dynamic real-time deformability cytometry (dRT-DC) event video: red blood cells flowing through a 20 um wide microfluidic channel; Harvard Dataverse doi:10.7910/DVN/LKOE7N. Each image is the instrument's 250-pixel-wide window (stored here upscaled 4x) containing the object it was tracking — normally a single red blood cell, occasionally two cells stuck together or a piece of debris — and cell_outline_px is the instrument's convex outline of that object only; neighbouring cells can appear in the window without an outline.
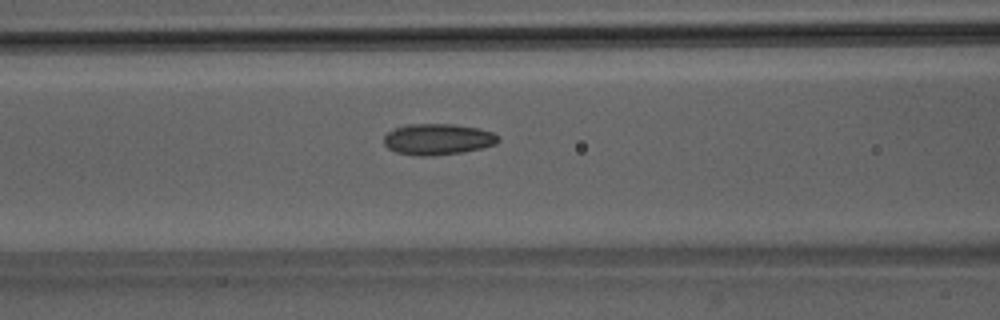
{"species": "Egyptian fruit bat (a non-hibernating species)", "species_latin": "Rousettus aegyptiacus", "temperature_condition": "room temperature", "stored_images_in_passage": 42, "camera_frame_rate_fps": 3000, "um_per_image_px": 0.085, "animal": {"sex": "male"}, "frame": {"image": 1, "passage_image": 16, "time_ms": 5.0, "image_size_px": [1000, 320], "cell_outline_px": [[500, 140], [496, 144], [464, 152], [432, 156], [420, 156], [396, 152], [388, 148], [384, 144], [384, 136], [388, 132], [396, 128], [408, 124], [452, 124], [480, 128], [492, 132]], "centroid_in_image_um": [37.21, 11.84], "position_along_channel_um": 129.4, "area_um2": 20.69}}
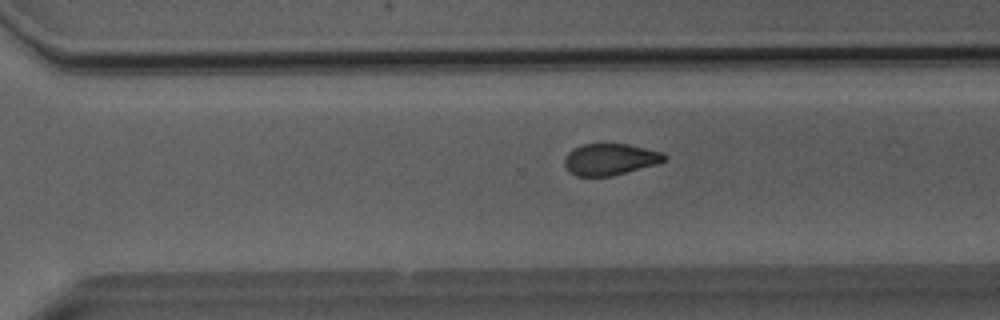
{"frame": {"image": 2, "passage_image": 30, "time_ms": 9.667, "image_size_px": [1000, 320], "cell_outline_px": [[668, 156], [660, 164], [612, 176], [576, 176], [568, 172], [564, 164], [564, 160], [568, 152], [572, 148], [584, 144], [628, 144], [664, 152]], "centroid_in_image_um": [51.88, 13.55], "position_along_channel_um": 318.7, "area_um2": 18.67}}
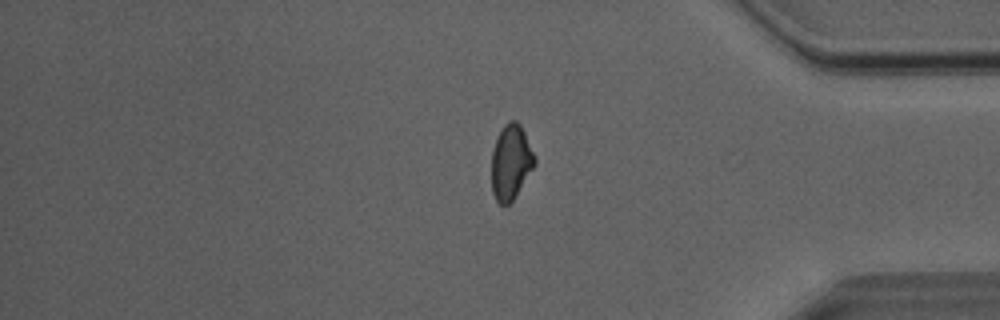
{"frame": {"image": 3, "passage_image": 37, "time_ms": 12.0, "image_size_px": [1000, 320], "cell_outline_px": [[536, 164], [512, 200], [508, 204], [500, 204], [496, 200], [492, 192], [492, 148], [496, 136], [504, 124], [508, 120], [516, 120], [520, 124], [536, 156]], "centroid_in_image_um": [43.42, 13.73], "position_along_channel_um": 391.8, "area_um2": 18.9}}